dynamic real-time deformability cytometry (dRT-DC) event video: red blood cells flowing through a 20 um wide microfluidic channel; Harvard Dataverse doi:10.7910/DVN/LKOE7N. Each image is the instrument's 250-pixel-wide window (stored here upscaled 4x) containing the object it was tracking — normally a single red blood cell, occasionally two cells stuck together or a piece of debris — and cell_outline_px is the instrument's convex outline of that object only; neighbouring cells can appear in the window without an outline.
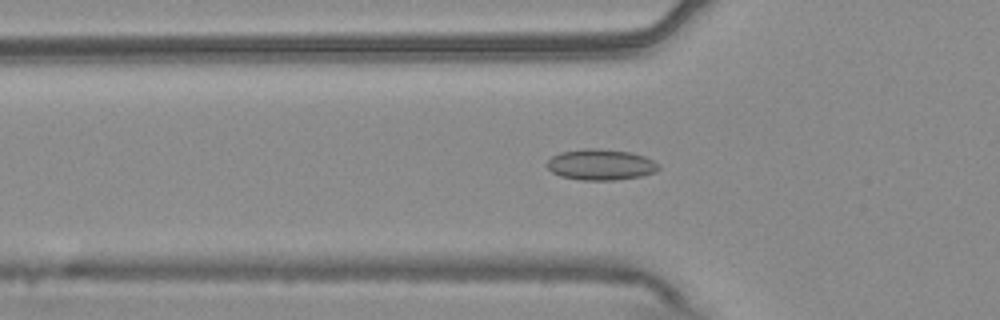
{"species": "common noctule bat (a hibernating species)", "species_latin": "Nyctalus noctula", "temperature_condition": "warm", "stored_images_in_passage": 44, "camera_frame_rate_fps": 3000, "um_per_image_px": 0.085, "animal": {"sex": "male", "body_mass_g": 20.4}, "frame": {"image": 1, "passage_image": 8, "time_ms": 2.333, "image_size_px": [1000, 320], "cell_outline_px": [[660, 168], [656, 172], [640, 176], [616, 180], [580, 180], [560, 176], [552, 172], [548, 168], [548, 160], [552, 156], [560, 152], [584, 148], [600, 148], [632, 152], [644, 156], [660, 164]], "centroid_in_image_um": [51.08, 13.98], "position_along_channel_um": 74.7, "area_um2": 20.29}}
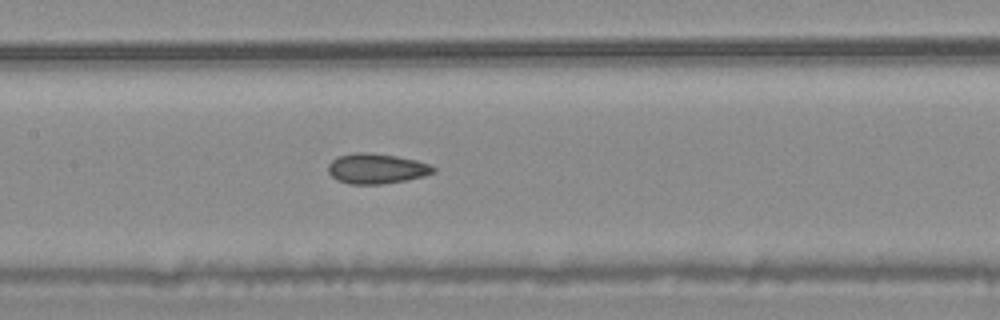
{"frame": {"image": 2, "passage_image": 16, "time_ms": 5.0, "image_size_px": [1000, 320], "cell_outline_px": [[436, 172], [424, 176], [384, 184], [348, 184], [336, 180], [328, 172], [328, 164], [336, 156], [356, 152], [364, 152], [396, 156], [416, 160], [428, 164], [436, 168]], "centroid_in_image_um": [31.97, 14.33], "position_along_channel_um": 175.4, "area_um2": 18.55}}
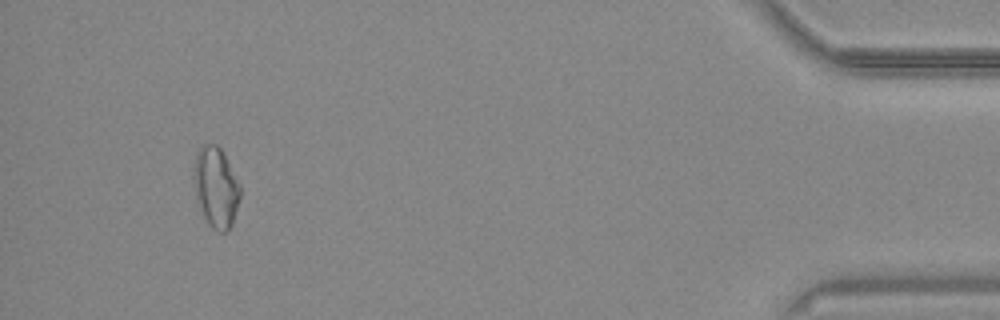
{"frame": {"image": 3, "passage_image": 41, "time_ms": 13.333, "image_size_px": [1000, 320], "cell_outline_px": [[240, 196], [232, 224], [228, 232], [220, 232], [212, 228], [208, 224], [200, 212], [196, 200], [196, 152], [204, 144], [216, 144], [220, 148], [240, 188]], "centroid_in_image_um": [18.35, 16.0], "position_along_channel_um": 416.8, "area_um2": 20.98}, "authors_computed_cell_mechanics": {"area_um2": 18.6116, "velocity_mm_per_s": 3.741, "shape_relaxation_time_tau1_ms": null, "shape_relaxation_time_tau2_ms": 3.3989, "deformation_change_tau1": null, "deformation_change_tau2": 0.1002}}